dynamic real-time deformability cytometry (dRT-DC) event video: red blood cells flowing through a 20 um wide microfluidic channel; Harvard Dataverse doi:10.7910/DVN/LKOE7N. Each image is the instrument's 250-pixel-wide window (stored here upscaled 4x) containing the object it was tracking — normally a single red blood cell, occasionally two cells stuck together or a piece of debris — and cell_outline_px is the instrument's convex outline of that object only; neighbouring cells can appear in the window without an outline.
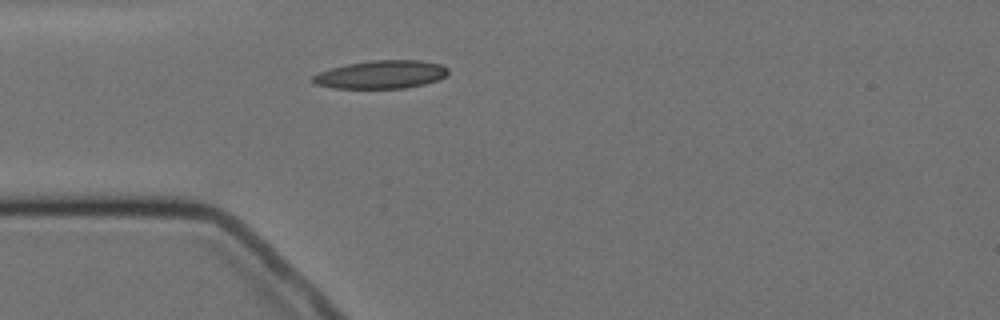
{"species": "Egyptian fruit bat (a non-hibernating species)", "species_latin": "Rousettus aegyptiacus", "temperature_condition": "cold", "stored_images_in_passage": 1, "camera_frame_rate_fps": 3000, "um_per_image_px": 0.085, "animal": {"sex": "female"}, "frame": {"image": 1, "passage_image": 1, "time_ms": 0.0, "image_size_px": [1000, 320], "cell_outline_px": [[448, 72], [444, 76], [436, 80], [424, 84], [404, 88], [332, 88], [316, 84], [312, 80], [312, 76], [320, 72], [332, 68], [348, 64], [372, 60], [420, 60], [440, 64], [448, 68]], "centroid_in_image_um": [32.39, 6.33], "position_along_channel_um": 52.6, "area_um2": 21.96}}